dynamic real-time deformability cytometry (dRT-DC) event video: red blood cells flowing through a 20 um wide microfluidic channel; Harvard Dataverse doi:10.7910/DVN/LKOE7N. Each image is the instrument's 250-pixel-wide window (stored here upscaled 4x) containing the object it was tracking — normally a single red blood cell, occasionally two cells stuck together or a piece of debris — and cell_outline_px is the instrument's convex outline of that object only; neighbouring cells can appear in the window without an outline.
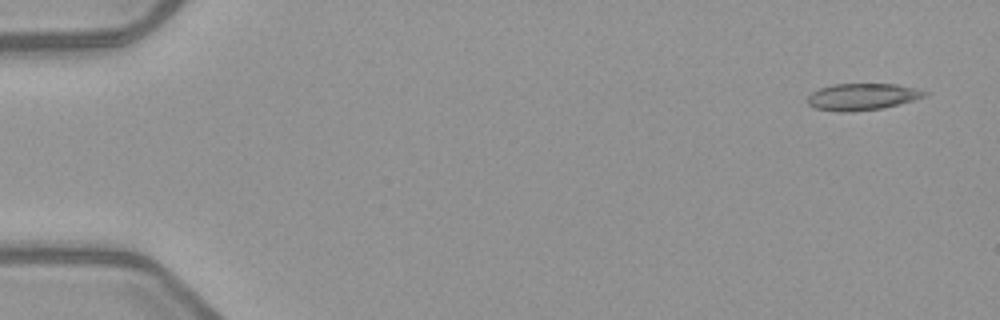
{"species": "common noctule bat (a hibernating species)", "species_latin": "Nyctalus noctula", "temperature_condition": "warm", "stored_images_in_passage": 6, "camera_frame_rate_fps": 3000, "um_per_image_px": 0.085, "animal": {"sex": "female", "body_mass_g": 21.9}, "frame": {"image": 1, "passage_image": 1, "time_ms": 0.0, "image_size_px": [1000, 320], "cell_outline_px": [[928, 92], [924, 96], [912, 100], [884, 108], [848, 112], [840, 112], [816, 108], [808, 104], [804, 100], [812, 92], [820, 88], [832, 84], [896, 84]], "centroid_in_image_um": [73.21, 8.23], "position_along_channel_um": 11.8, "area_um2": 18.09}}
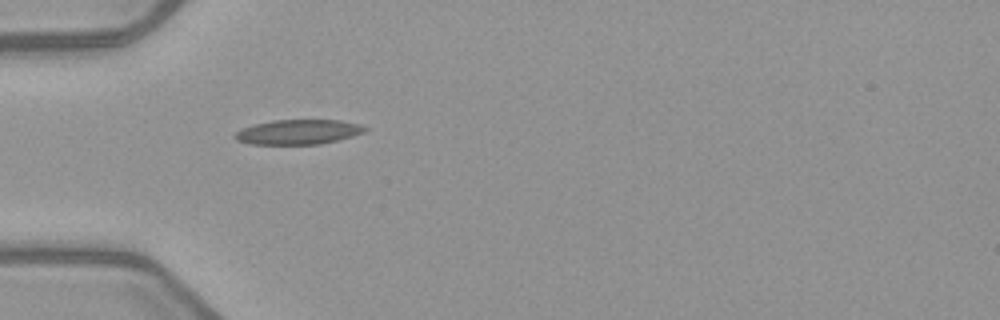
{"frame": {"image": 2, "passage_image": 5, "time_ms": 4.667, "image_size_px": [1000, 320], "cell_outline_px": [[368, 128], [364, 132], [352, 136], [320, 144], [248, 144], [236, 140], [232, 136], [236, 132], [252, 124], [272, 120], [340, 120], [360, 124]], "centroid_in_image_um": [25.32, 11.21], "position_along_channel_um": 59.7, "area_um2": 18.79}}
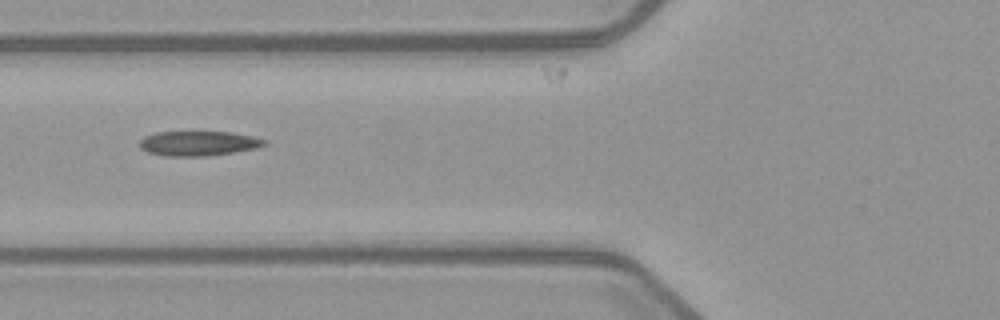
{"frame": {"image": 3, "passage_image": 6, "time_ms": 6.0, "image_size_px": [1000, 320], "cell_outline_px": [[268, 144], [256, 148], [208, 156], [168, 156], [148, 152], [140, 148], [140, 140], [144, 136], [156, 132], [232, 132], [252, 136], [268, 140]], "centroid_in_image_um": [16.88, 12.18], "position_along_channel_um": 108.9, "area_um2": 17.98}}